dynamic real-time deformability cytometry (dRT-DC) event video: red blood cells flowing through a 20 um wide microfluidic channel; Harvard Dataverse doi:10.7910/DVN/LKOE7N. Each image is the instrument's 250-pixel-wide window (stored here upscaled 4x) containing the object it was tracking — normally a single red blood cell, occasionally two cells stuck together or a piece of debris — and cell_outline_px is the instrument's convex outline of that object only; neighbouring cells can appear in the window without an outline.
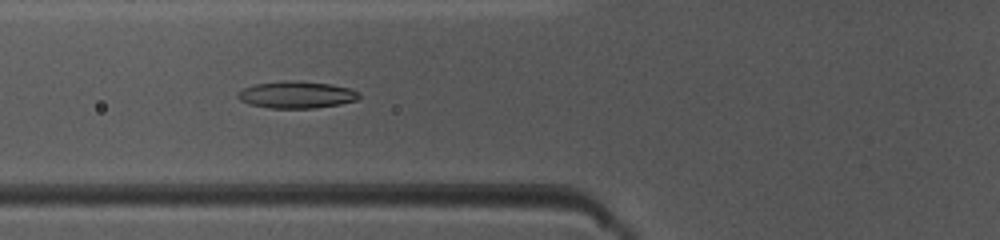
{"species": "common noctule bat (a hibernating species)", "species_latin": "Nyctalus noctula", "temperature_condition": "warm", "stored_images_in_passage": 48, "camera_frame_rate_fps": 3000, "um_per_image_px": 0.085, "animal": {"sex": "female", "body_mass_g": 10.0, "forearm_length_mm": 53.1}, "frame": {"image": 1, "passage_image": 18, "time_ms": 5.667, "image_size_px": [1000, 240], "cell_outline_px": [[360, 96], [356, 100], [340, 104], [316, 108], [268, 108], [248, 104], [240, 100], [236, 96], [236, 92], [244, 88], [256, 84], [284, 80], [292, 80], [328, 84], [348, 88], [360, 92]], "centroid_in_image_um": [25.16, 8.06], "position_along_channel_um": 100.6, "area_um2": 19.07}}
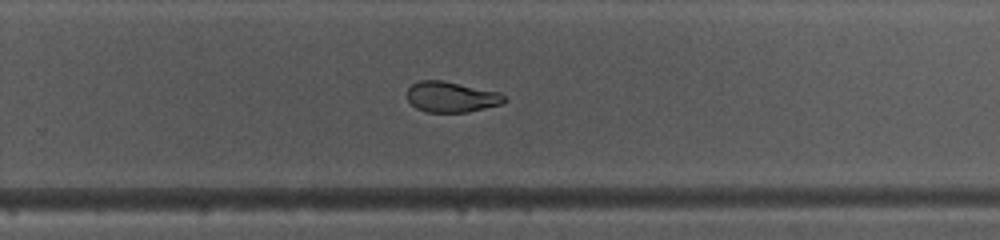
{"frame": {"image": 2, "passage_image": 32, "time_ms": 10.333, "image_size_px": [1000, 240], "cell_outline_px": [[508, 100], [500, 104], [468, 112], [428, 112], [416, 108], [408, 100], [408, 88], [412, 84], [420, 80], [444, 80], [500, 92]], "centroid_in_image_um": [38.37, 8.23], "position_along_channel_um": 291.4, "area_um2": 17.34}}
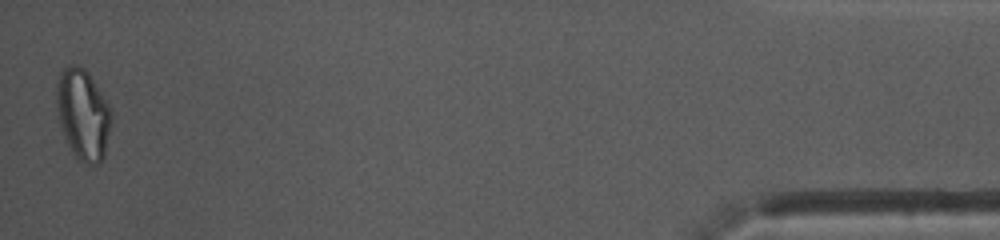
{"frame": {"image": 3, "passage_image": 48, "time_ms": 15.667, "image_size_px": [1000, 240], "cell_outline_px": [[112, 120], [104, 156], [96, 164], [88, 168], [76, 160], [68, 144], [60, 124], [56, 108], [56, 80], [60, 72], [64, 68], [76, 64], [84, 68], [88, 72], [112, 108]], "centroid_in_image_um": [7.06, 9.75], "position_along_channel_um": 428.1, "area_um2": 29.54}, "authors_computed_cell_mechanics": {"area_um2": 18.8717, "velocity_mm_per_s": 4.084, "shape_relaxation_time_tau1_ms": 4.5025, "shape_relaxation_time_tau2_ms": 2.5043, "deformation_change_tau1": 0.177, "deformation_change_tau2": 0.0892}}